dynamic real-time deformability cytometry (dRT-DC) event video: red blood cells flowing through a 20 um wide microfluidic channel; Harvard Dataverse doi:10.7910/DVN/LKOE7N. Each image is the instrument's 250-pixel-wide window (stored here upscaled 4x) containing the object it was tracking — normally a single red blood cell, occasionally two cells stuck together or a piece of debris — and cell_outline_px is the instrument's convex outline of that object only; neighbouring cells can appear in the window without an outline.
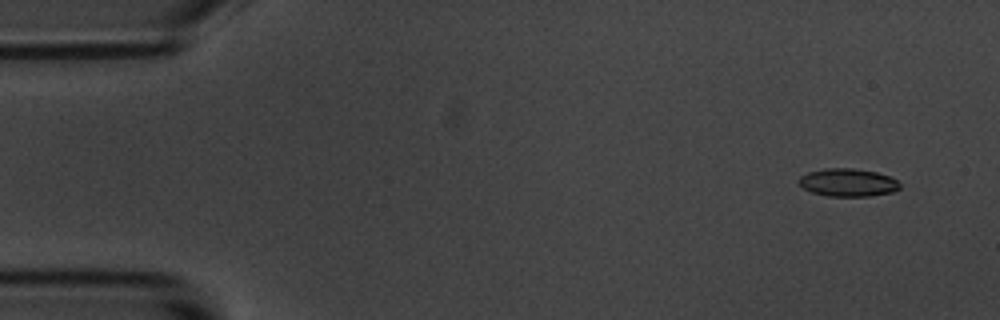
{"species": "common noctule bat (a hibernating species)", "species_latin": "Nyctalus noctula", "temperature_condition": "room temperature", "stored_images_in_passage": 5, "camera_frame_rate_fps": 3000, "um_per_image_px": 0.085, "animal": {"sex": "male", "body_mass_g": 20.1, "forearm_length_mm": 53.5}, "frame": {"image": 1, "passage_image": 1, "time_ms": 0.0, "image_size_px": [1000, 320], "cell_outline_px": [[900, 188], [892, 192], [868, 196], [828, 196], [812, 192], [804, 188], [796, 180], [800, 176], [808, 172], [824, 168], [852, 168], [876, 172], [888, 176], [896, 180], [900, 184]], "centroid_in_image_um": [72.04, 15.51], "position_along_channel_um": 13.0, "area_um2": 16.36}}
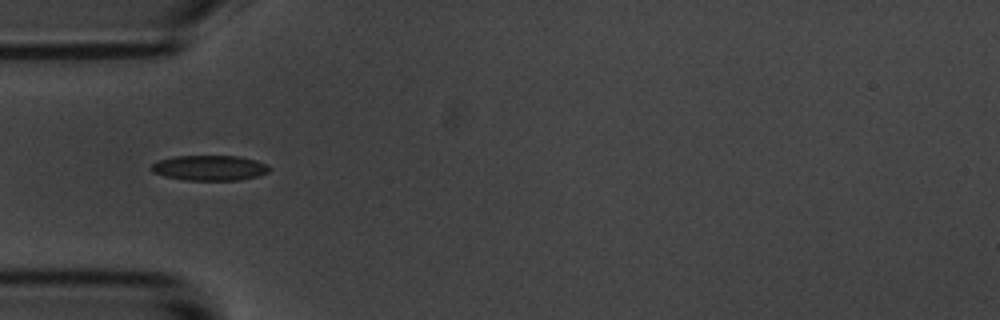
{"frame": {"image": 2, "passage_image": 5, "time_ms": 4.667, "image_size_px": [1000, 320], "cell_outline_px": [[272, 168], [268, 172], [260, 176], [240, 180], [184, 180], [164, 176], [152, 172], [148, 168], [152, 164], [160, 160], [176, 156], [240, 156], [256, 160], [268, 164]], "centroid_in_image_um": [17.85, 14.27], "position_along_channel_um": 67.2, "area_um2": 17.57}}